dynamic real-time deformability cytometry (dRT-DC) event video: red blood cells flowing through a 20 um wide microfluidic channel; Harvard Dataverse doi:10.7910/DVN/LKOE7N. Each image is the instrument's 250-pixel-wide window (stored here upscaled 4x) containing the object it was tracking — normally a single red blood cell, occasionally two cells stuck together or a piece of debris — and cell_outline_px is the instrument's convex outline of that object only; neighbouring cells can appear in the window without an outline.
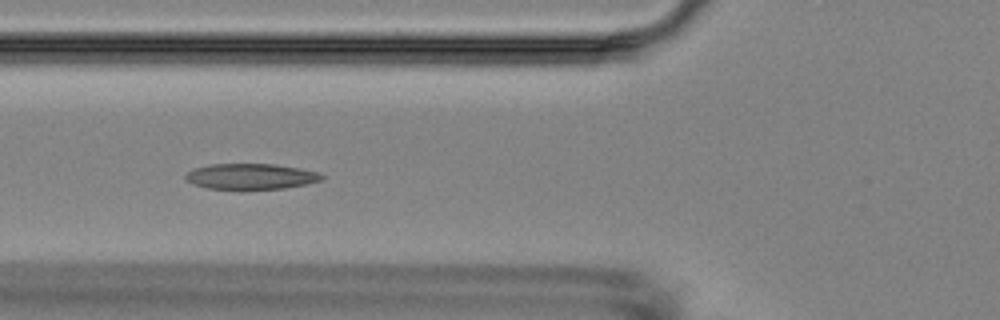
{"species": "Egyptian fruit bat (a non-hibernating species)", "species_latin": "Rousettus aegyptiacus", "temperature_condition": "room temperature", "stored_images_in_passage": 7, "camera_frame_rate_fps": 3000, "um_per_image_px": 0.085, "animal": {"sex": "female"}, "frame": {"image": 1, "passage_image": 5, "time_ms": 4.667, "image_size_px": [1000, 320], "cell_outline_px": [[324, 176], [320, 180], [308, 184], [284, 188], [240, 192], [208, 188], [192, 184], [184, 180], [184, 176], [188, 172], [196, 168], [212, 164], [276, 164], [300, 168], [320, 172]], "centroid_in_image_um": [21.31, 15.04], "position_along_channel_um": 104.5, "area_um2": 21.27}}
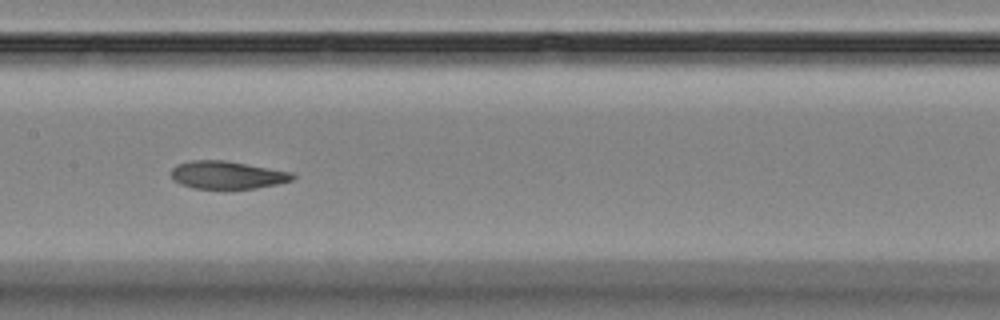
{"frame": {"image": 2, "passage_image": 7, "time_ms": 7.0, "image_size_px": [1000, 320], "cell_outline_px": [[296, 176], [292, 180], [276, 184], [256, 188], [192, 188], [180, 184], [172, 180], [172, 168], [176, 164], [192, 160], [224, 160], [292, 172]], "centroid_in_image_um": [19.28, 14.87], "position_along_channel_um": 188.1, "area_um2": 19.54}}